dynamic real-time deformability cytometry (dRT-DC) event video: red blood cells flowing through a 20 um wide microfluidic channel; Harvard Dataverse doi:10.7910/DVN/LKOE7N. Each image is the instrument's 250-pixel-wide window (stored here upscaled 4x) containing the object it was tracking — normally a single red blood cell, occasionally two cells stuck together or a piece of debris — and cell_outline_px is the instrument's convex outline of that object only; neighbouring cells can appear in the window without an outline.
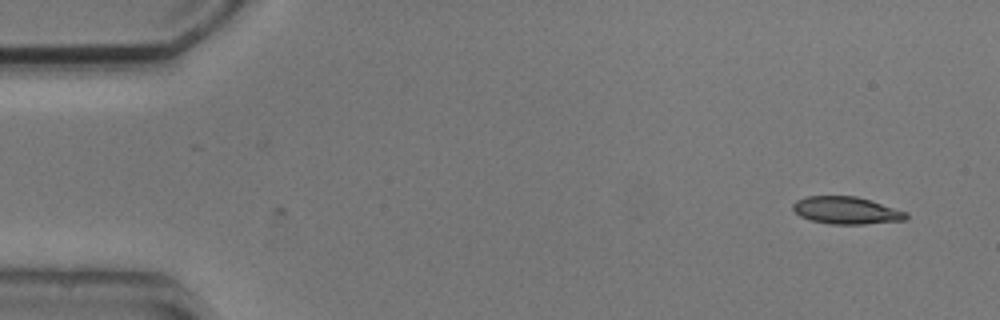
{"species": "common noctule bat (a hibernating species)", "species_latin": "Nyctalus noctula", "temperature_condition": "cold", "stored_images_in_passage": 3, "camera_frame_rate_fps": 3000, "um_per_image_px": 0.085, "animal": {"sex": "male", "body_mass_g": 20.5, "forearm_length_mm": 52.5}, "frame": {"image": 1, "passage_image": 3, "time_ms": 2.333, "image_size_px": [1000, 320], "cell_outline_px": [[908, 216], [904, 220], [864, 224], [832, 224], [812, 220], [800, 216], [792, 208], [792, 204], [796, 200], [804, 196], [856, 196], [872, 200], [908, 212]], "centroid_in_image_um": [71.95, 17.87], "position_along_channel_um": 13.1, "area_um2": 18.09}}